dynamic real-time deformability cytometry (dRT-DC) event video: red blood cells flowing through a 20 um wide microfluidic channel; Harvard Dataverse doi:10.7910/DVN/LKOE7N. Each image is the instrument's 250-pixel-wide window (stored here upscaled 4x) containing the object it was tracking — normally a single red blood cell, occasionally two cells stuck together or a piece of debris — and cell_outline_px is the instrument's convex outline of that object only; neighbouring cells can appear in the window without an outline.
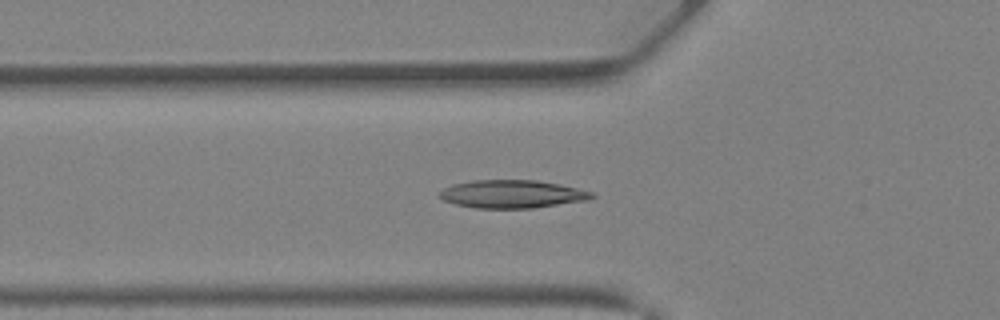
{"species": "Egyptian fruit bat (a non-hibernating species)", "species_latin": "Rousettus aegyptiacus", "temperature_condition": "warm", "stored_images_in_passage": 30, "camera_frame_rate_fps": 3000, "um_per_image_px": 0.085, "animal": {"sex": "female"}, "frame": {"image": 1, "passage_image": 4, "time_ms": 1.0, "image_size_px": [1000, 320], "cell_outline_px": [[596, 196], [588, 200], [532, 208], [476, 208], [456, 204], [444, 200], [440, 196], [440, 192], [444, 188], [452, 184], [472, 180], [536, 180], [560, 184], [592, 192]], "centroid_in_image_um": [43.54, 16.49], "position_along_channel_um": 82.3, "area_um2": 24.74}}
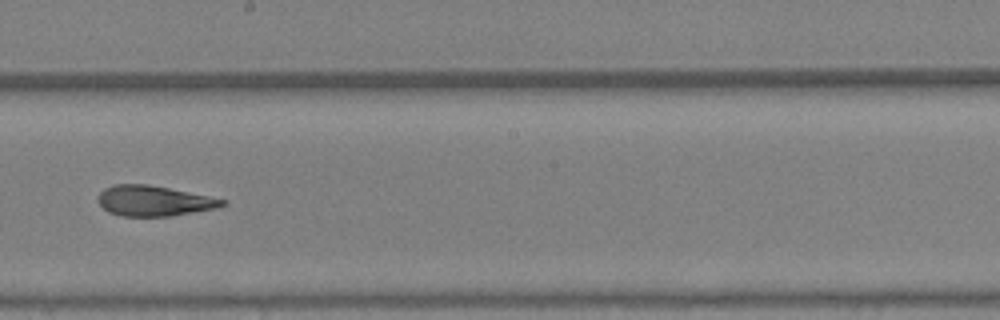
{"frame": {"image": 2, "passage_image": 13, "time_ms": 4.0, "image_size_px": [1000, 320], "cell_outline_px": [[224, 204], [216, 208], [168, 216], [120, 216], [108, 212], [100, 204], [100, 192], [104, 188], [112, 184], [148, 184], [188, 192], [224, 200]], "centroid_in_image_um": [13.01, 17.07], "position_along_channel_um": 235.2, "area_um2": 21.5}}
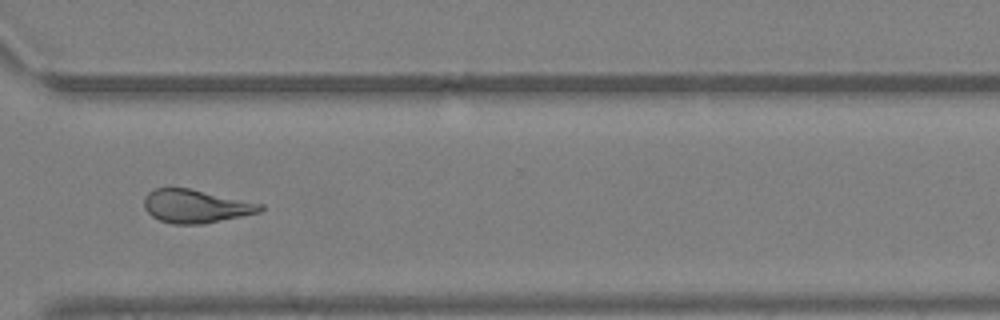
{"frame": {"image": 3, "passage_image": 20, "time_ms": 6.333, "image_size_px": [1000, 320], "cell_outline_px": [[264, 208], [260, 212], [200, 224], [172, 224], [160, 220], [152, 216], [144, 208], [144, 196], [148, 192], [156, 188], [188, 188], [264, 204]], "centroid_in_image_um": [16.62, 17.52], "position_along_channel_um": 354.0, "area_um2": 22.31}}